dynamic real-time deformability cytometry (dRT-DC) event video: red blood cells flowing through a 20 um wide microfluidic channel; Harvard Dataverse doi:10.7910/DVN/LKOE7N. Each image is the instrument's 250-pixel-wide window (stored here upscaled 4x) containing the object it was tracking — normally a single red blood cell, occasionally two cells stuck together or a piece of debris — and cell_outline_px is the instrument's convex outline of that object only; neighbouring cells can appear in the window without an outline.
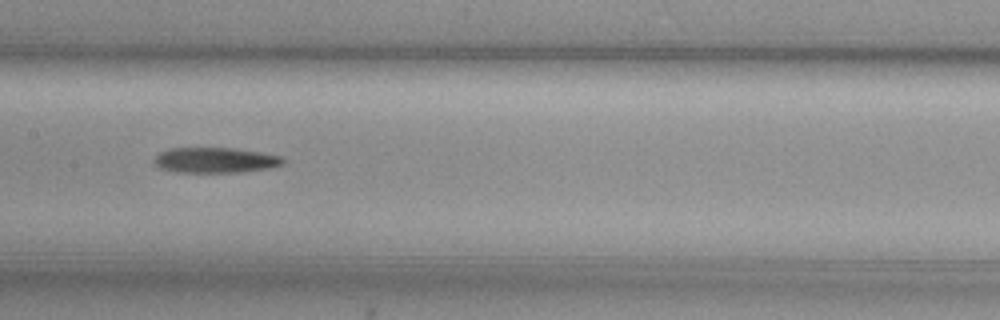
{"species": "common noctule bat (a hibernating species)", "species_latin": "Nyctalus noctula", "temperature_condition": "cold", "stored_images_in_passage": 8, "camera_frame_rate_fps": 3000, "um_per_image_px": 0.085, "animal": {"sex": "female", "body_mass_g": 29.2, "forearm_length_mm": 56.3}, "frame": {"image": 1, "passage_image": 6, "time_ms": 1.667, "image_size_px": [1000, 320], "cell_outline_px": [[284, 164], [268, 168], [240, 172], [176, 172], [160, 168], [152, 160], [160, 152], [168, 148], [236, 148], [260, 152], [280, 156], [284, 160]], "centroid_in_image_um": [18.27, 13.61], "position_along_channel_um": 189.1, "area_um2": 19.02}}